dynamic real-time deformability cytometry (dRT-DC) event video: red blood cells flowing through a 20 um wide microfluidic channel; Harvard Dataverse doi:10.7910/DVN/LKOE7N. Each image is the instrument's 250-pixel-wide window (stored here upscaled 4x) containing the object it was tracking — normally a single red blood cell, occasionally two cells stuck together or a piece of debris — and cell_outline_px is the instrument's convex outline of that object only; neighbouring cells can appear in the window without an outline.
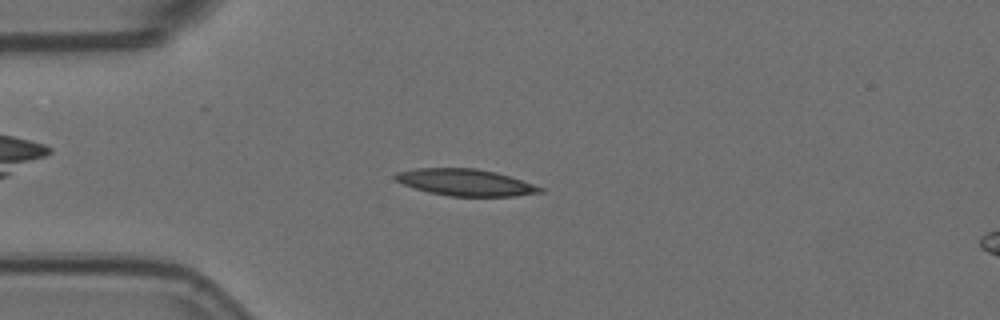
{"species": "Egyptian fruit bat (a non-hibernating species)", "species_latin": "Rousettus aegyptiacus", "temperature_condition": "room temperature", "stored_images_in_passage": 42, "camera_frame_rate_fps": 3000, "um_per_image_px": 0.085, "animal": {"sex": "female"}, "frame": {"image": 1, "passage_image": 2, "time_ms": 0.333, "image_size_px": [1000, 320], "cell_outline_px": [[544, 192], [516, 196], [448, 196], [428, 192], [404, 184], [396, 180], [392, 176], [396, 172], [416, 168], [476, 168], [496, 172], [544, 188]], "centroid_in_image_um": [39.55, 15.5], "position_along_channel_um": 45.5, "area_um2": 22.43}}
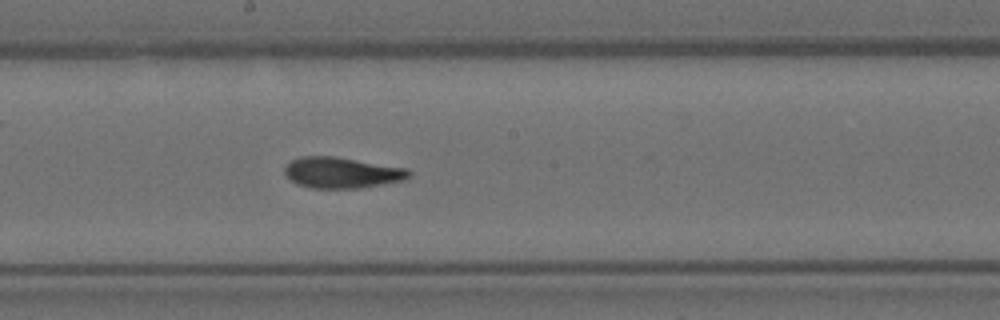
{"frame": {"image": 2, "passage_image": 18, "time_ms": 5.667, "image_size_px": [1000, 320], "cell_outline_px": [[412, 176], [404, 180], [360, 188], [312, 188], [296, 184], [284, 172], [284, 168], [292, 160], [300, 156], [336, 156], [404, 168], [412, 172]], "centroid_in_image_um": [29.05, 14.67], "position_along_channel_um": 219.1, "area_um2": 22.31}}
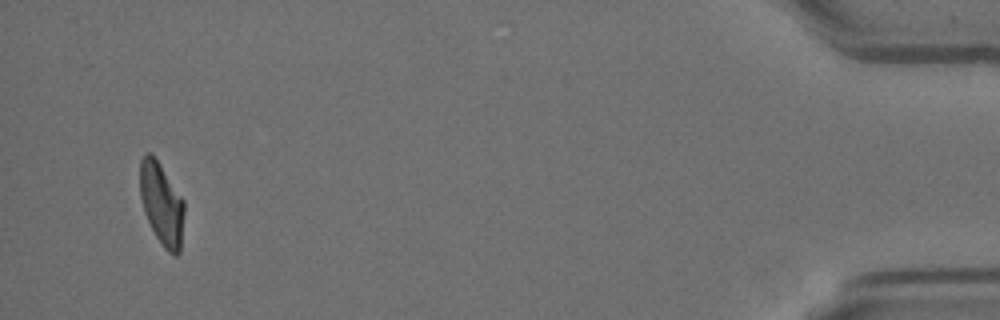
{"frame": {"image": 3, "passage_image": 42, "time_ms": 13.667, "image_size_px": [1000, 320], "cell_outline_px": [[184, 212], [180, 252], [176, 256], [172, 256], [164, 248], [156, 236], [144, 212], [140, 196], [140, 160], [148, 152], [152, 152], [184, 200]], "centroid_in_image_um": [13.74, 17.33], "position_along_channel_um": 421.5, "area_um2": 21.21}, "authors_computed_cell_mechanics": {"area_um2": 22.253, "velocity_mm_per_s": 3.5513, "shape_relaxation_time_tau1_ms": 5.7492, "shape_relaxation_time_tau2_ms": 2.5495, "deformation_change_tau1": 0.2178, "deformation_change_tau2": 0.1056}}